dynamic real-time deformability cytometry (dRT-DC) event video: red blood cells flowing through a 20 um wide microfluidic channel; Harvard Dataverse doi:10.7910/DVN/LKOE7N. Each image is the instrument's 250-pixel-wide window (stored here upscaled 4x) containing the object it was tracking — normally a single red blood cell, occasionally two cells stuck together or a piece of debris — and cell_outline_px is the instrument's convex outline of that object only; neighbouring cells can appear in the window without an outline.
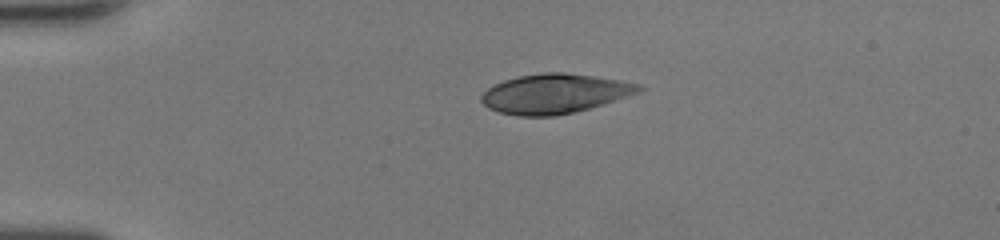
{"species": "human", "species_latin": "Homo sapiens", "temperature_condition": "room temperature", "stored_images_in_passage": 38, "camera_frame_rate_fps": 3000, "um_per_image_px": 0.085, "donor": {"sex": "female"}, "frame": {"image": 1, "passage_image": 1, "time_ms": 0.0, "image_size_px": [1000, 240], "cell_outline_px": [[644, 88], [640, 92], [588, 108], [556, 116], [516, 116], [500, 112], [488, 108], [480, 100], [480, 96], [488, 88], [504, 80], [516, 76], [544, 72], [564, 72], [620, 80], [640, 84]], "centroid_in_image_um": [47.11, 7.96], "position_along_channel_um": 37.9, "area_um2": 36.07}}
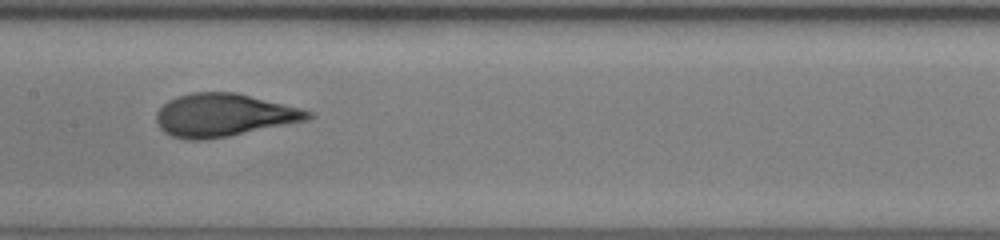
{"frame": {"image": 2, "passage_image": 15, "time_ms": 4.667, "image_size_px": [1000, 240], "cell_outline_px": [[316, 116], [308, 120], [228, 136], [204, 140], [184, 140], [172, 136], [164, 132], [156, 124], [156, 112], [168, 100], [176, 96], [192, 92], [236, 92], [300, 108], [312, 112]], "centroid_in_image_um": [18.99, 9.79], "position_along_channel_um": 188.4, "area_um2": 38.03}}
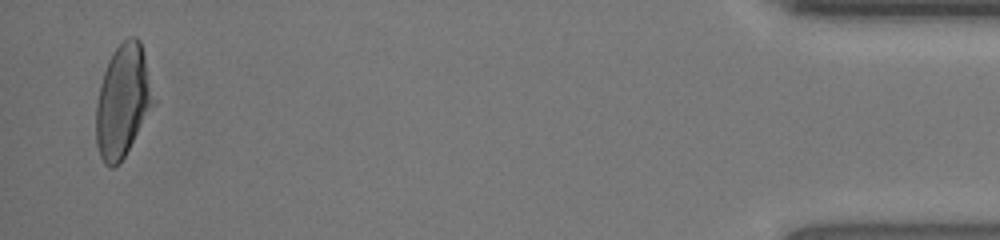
{"frame": {"image": 3, "passage_image": 37, "time_ms": 12.0, "image_size_px": [1000, 240], "cell_outline_px": [[156, 104], [124, 156], [112, 168], [104, 164], [100, 156], [96, 144], [96, 104], [100, 84], [108, 60], [112, 52], [128, 36], [136, 36], [140, 40]], "centroid_in_image_um": [10.44, 8.58], "position_along_channel_um": 424.8, "area_um2": 37.57}, "authors_computed_cell_mechanics": {"area_um2": 37.4544, "velocity_mm_per_s": 4.3055, "shape_relaxation_time_tau1_ms": 3.5284, "shape_relaxation_time_tau2_ms": null, "deformation_change_tau1": 0.1828, "deformation_change_tau2": null}}